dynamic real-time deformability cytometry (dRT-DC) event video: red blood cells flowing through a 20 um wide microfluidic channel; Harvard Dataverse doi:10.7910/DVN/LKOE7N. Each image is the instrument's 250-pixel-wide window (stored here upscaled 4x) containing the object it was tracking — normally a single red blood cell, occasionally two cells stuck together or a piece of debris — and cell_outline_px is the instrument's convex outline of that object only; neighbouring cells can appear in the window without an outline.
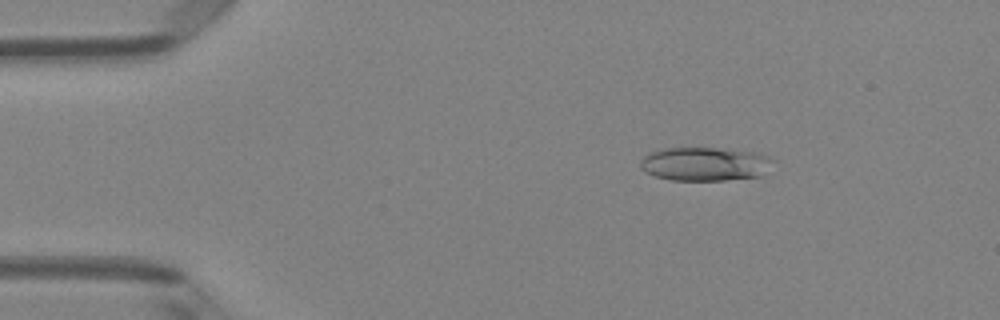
{"species": "Egyptian fruit bat (a non-hibernating species)", "species_latin": "Rousettus aegyptiacus", "temperature_condition": "room temperature", "stored_images_in_passage": 45, "camera_frame_rate_fps": 3000, "um_per_image_px": 0.085, "animal": {"sex": "female"}, "frame": {"image": 1, "passage_image": 4, "time_ms": 1.0, "image_size_px": [1000, 320], "cell_outline_px": [[776, 160], [760, 176], [724, 180], [672, 180], [656, 176], [640, 168], [640, 160], [648, 152], [664, 148], [716, 148], [756, 152], [768, 156]], "centroid_in_image_um": [59.91, 13.93], "position_along_channel_um": 25.1, "area_um2": 26.01}}
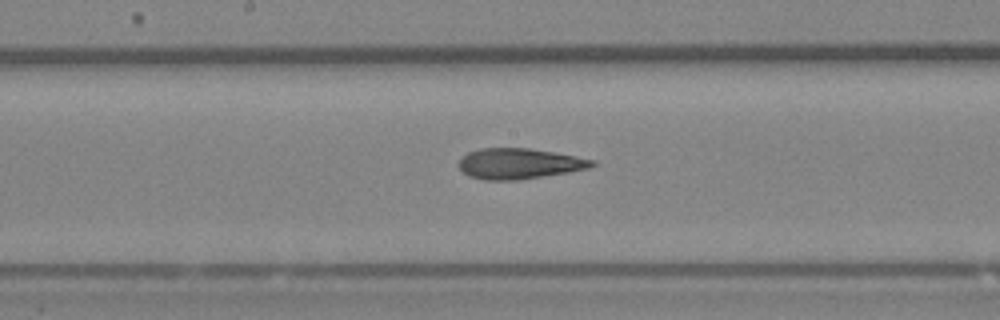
{"frame": {"image": 2, "passage_image": 22, "time_ms": 7.0, "image_size_px": [1000, 320], "cell_outline_px": [[596, 164], [588, 168], [568, 172], [516, 180], [484, 180], [468, 176], [456, 164], [468, 152], [480, 148], [528, 148], [552, 152], [596, 160]], "centroid_in_image_um": [44.1, 13.91], "position_along_channel_um": 204.1, "area_um2": 23.58}}
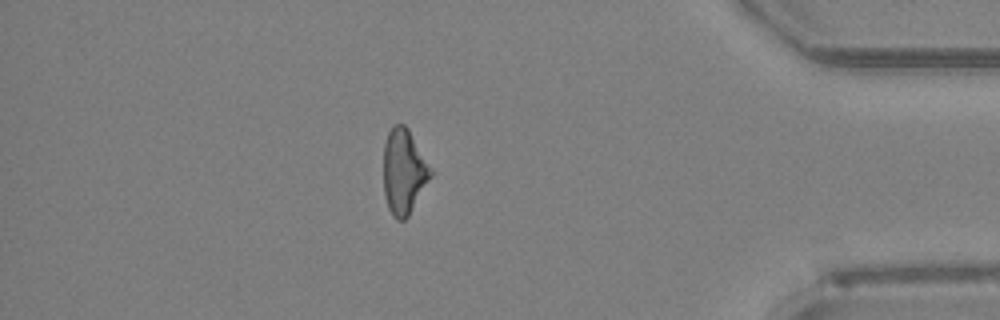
{"frame": {"image": 3, "passage_image": 39, "time_ms": 12.667, "image_size_px": [1000, 320], "cell_outline_px": [[432, 176], [408, 216], [404, 220], [396, 220], [392, 216], [388, 208], [384, 196], [384, 144], [388, 132], [392, 124], [404, 124], [408, 128], [432, 168]], "centroid_in_image_um": [34.32, 14.58], "position_along_channel_um": 400.9, "area_um2": 23.52}, "authors_computed_cell_mechanics": {"area_um2": 23.9292, "velocity_mm_per_s": 4.1321, "shape_relaxation_time_tau1_ms": null, "shape_relaxation_time_tau2_ms": 4.4691, "deformation_change_tau1": null, "deformation_change_tau2": 0.1423}}